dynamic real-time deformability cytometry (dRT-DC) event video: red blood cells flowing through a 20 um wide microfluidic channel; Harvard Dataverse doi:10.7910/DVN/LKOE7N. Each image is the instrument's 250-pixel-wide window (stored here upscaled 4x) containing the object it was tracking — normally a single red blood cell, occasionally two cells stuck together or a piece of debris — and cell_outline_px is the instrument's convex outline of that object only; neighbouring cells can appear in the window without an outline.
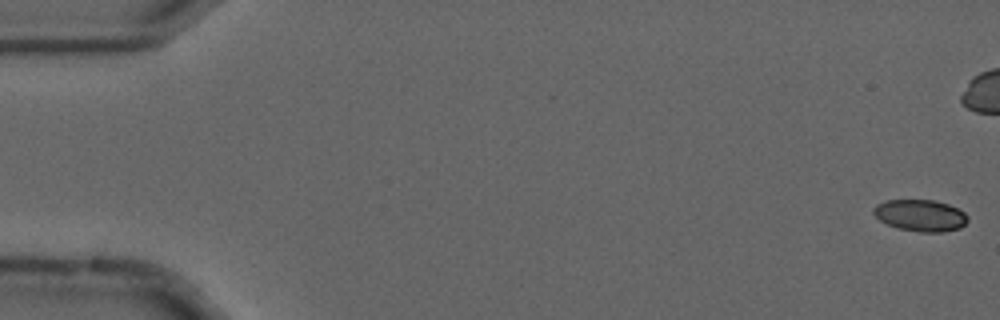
{"species": "common noctule bat (a hibernating species)", "species_latin": "Nyctalus noctula", "temperature_condition": "cold", "stored_images_in_passage": 57, "camera_frame_rate_fps": 3000, "um_per_image_px": 0.085, "animal": {"sex": "male", "forearm_length_mm": 52.5}, "frame": {"image": 1, "passage_image": 1, "time_ms": 0.0, "image_size_px": [1000, 320], "cell_outline_px": [[968, 220], [960, 228], [944, 232], [920, 232], [900, 228], [888, 224], [880, 220], [872, 212], [872, 208], [876, 204], [888, 200], [932, 200], [948, 204], [964, 212], [968, 216]], "centroid_in_image_um": [78.24, 18.31], "position_along_channel_um": 6.8, "area_um2": 17.28}}
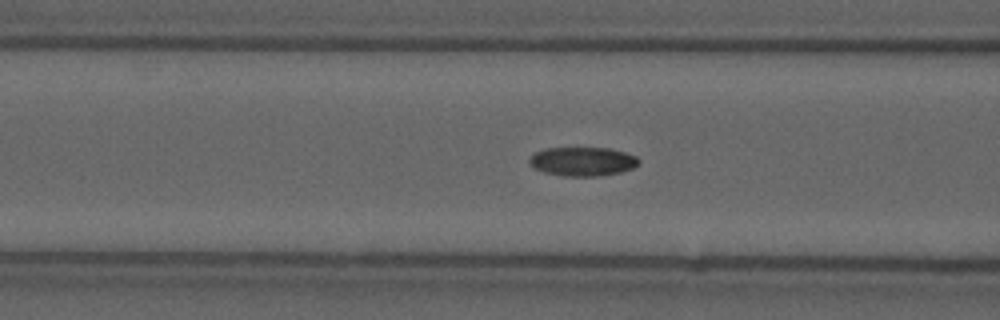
{"frame": {"image": 2, "passage_image": 22, "time_ms": 7.0, "image_size_px": [1000, 320], "cell_outline_px": [[640, 160], [632, 168], [620, 172], [600, 176], [564, 176], [544, 172], [536, 168], [528, 160], [536, 152], [544, 148], [608, 148], [624, 152], [636, 156]], "centroid_in_image_um": [49.53, 13.72], "position_along_channel_um": 117.1, "area_um2": 18.21}}
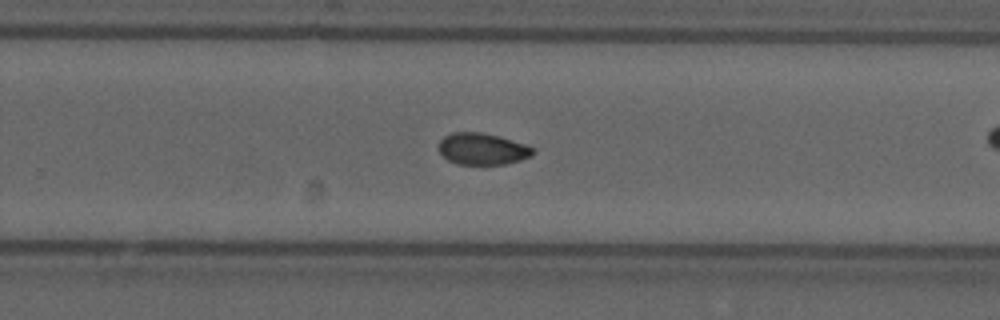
{"frame": {"image": 3, "passage_image": 36, "time_ms": 11.667, "image_size_px": [1000, 320], "cell_outline_px": [[536, 148], [532, 156], [520, 160], [504, 164], [456, 164], [448, 160], [440, 152], [440, 140], [444, 136], [452, 132], [480, 132], [500, 136]], "centroid_in_image_um": [41.02, 12.65], "position_along_channel_um": 288.8, "area_um2": 17.34}, "authors_computed_cell_mechanics": {"area_um2": 17.7446, "velocity_mm_per_s": 3.6842, "shape_relaxation_time_tau1_ms": null, "shape_relaxation_time_tau2_ms": 4.7871, "deformation_change_tau1": null, "deformation_change_tau2": 0.0803}}